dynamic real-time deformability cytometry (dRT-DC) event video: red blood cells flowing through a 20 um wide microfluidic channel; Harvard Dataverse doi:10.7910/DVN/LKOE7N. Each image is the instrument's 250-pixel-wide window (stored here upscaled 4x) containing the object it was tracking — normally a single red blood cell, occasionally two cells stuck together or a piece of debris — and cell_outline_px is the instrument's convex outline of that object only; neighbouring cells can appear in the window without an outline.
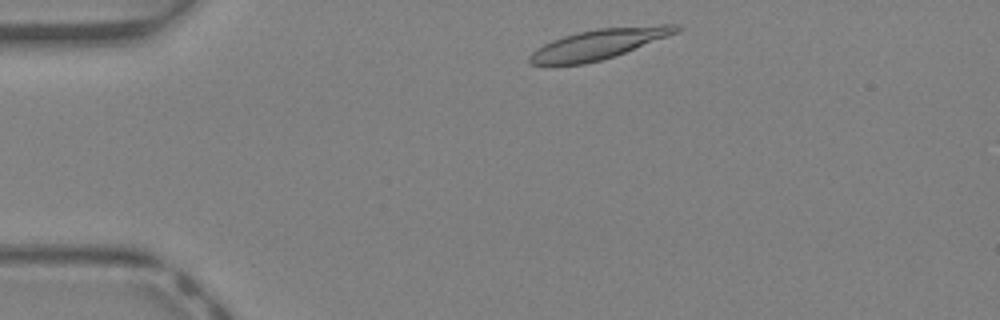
{"species": "Egyptian fruit bat (a non-hibernating species)", "species_latin": "Rousettus aegyptiacus", "temperature_condition": "warm", "stored_images_in_passage": 35, "camera_frame_rate_fps": 3000, "um_per_image_px": 0.085, "animal": {"sex": "female"}, "frame": {"image": 1, "passage_image": 2, "time_ms": 0.333, "image_size_px": [1000, 320], "cell_outline_px": [[684, 28], [676, 32], [616, 56], [584, 64], [528, 64], [528, 56], [536, 48], [552, 40], [576, 32], [596, 28], [660, 24], [680, 24]], "centroid_in_image_um": [50.9, 3.73], "position_along_channel_um": 34.1, "area_um2": 25.66}}
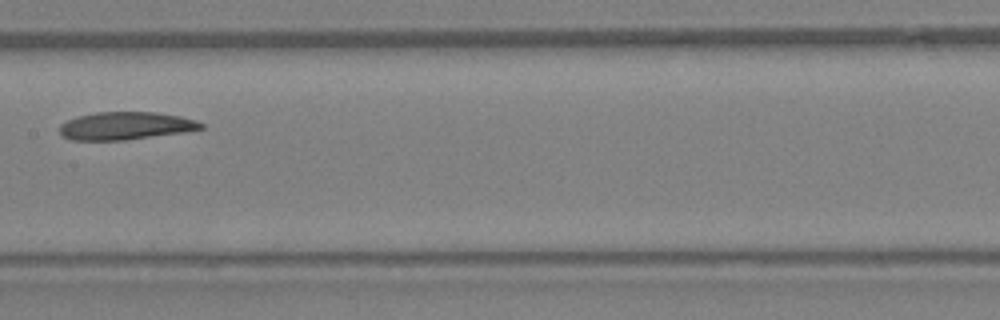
{"frame": {"image": 2, "passage_image": 15, "time_ms": 4.667, "image_size_px": [1000, 320], "cell_outline_px": [[204, 128], [184, 132], [124, 140], [72, 140], [64, 136], [60, 132], [60, 124], [76, 116], [96, 112], [156, 112], [180, 116], [196, 120], [204, 124]], "centroid_in_image_um": [10.68, 10.69], "position_along_channel_um": 196.7, "area_um2": 22.83}}
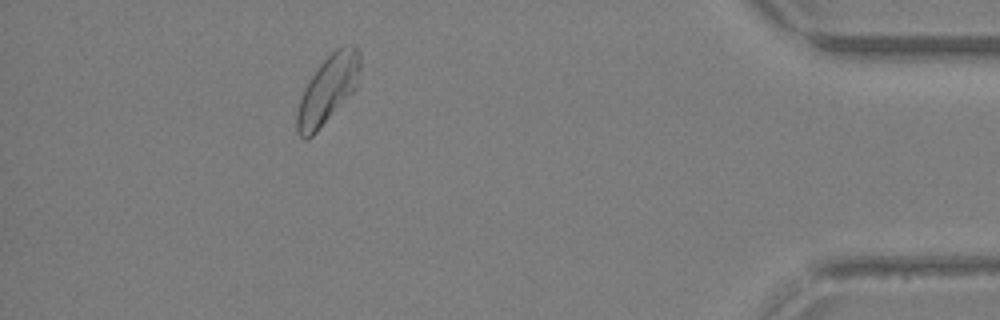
{"frame": {"image": 3, "passage_image": 31, "time_ms": 10.0, "image_size_px": [1000, 320], "cell_outline_px": [[360, 68], [356, 88], [316, 132], [308, 140], [304, 140], [296, 132], [296, 116], [300, 100], [304, 88], [320, 64], [336, 48], [344, 44], [356, 44], [360, 52]], "centroid_in_image_um": [27.87, 7.59], "position_along_channel_um": 407.3, "area_um2": 24.85}}